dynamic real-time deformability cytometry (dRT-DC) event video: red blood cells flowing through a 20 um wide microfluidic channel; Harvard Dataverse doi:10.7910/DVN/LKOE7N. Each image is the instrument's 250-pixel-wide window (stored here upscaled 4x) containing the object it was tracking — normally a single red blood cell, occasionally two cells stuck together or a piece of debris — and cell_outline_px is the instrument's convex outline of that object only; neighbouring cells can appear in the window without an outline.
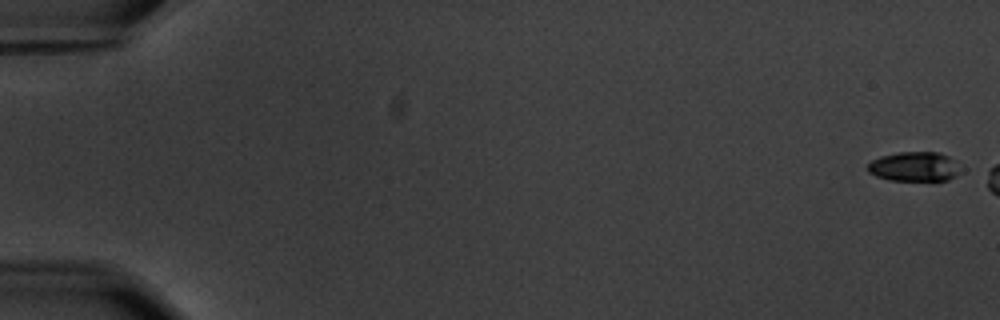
{"species": "common noctule bat (a hibernating species)", "species_latin": "Nyctalus noctula", "temperature_condition": "warm", "stored_images_in_passage": 7, "camera_frame_rate_fps": 3000, "um_per_image_px": 0.085, "animal": {"sex": "male", "body_mass_g": 20.1, "forearm_length_mm": 53.5}, "frame": {"image": 1, "passage_image": 1, "time_ms": 0.0, "image_size_px": [1000, 320], "cell_outline_px": [[968, 168], [964, 172], [948, 180], [888, 180], [876, 176], [868, 172], [868, 164], [872, 160], [880, 156], [896, 152], [940, 152], [948, 156]], "centroid_in_image_um": [77.84, 14.16], "position_along_channel_um": 7.2, "area_um2": 16.53}}